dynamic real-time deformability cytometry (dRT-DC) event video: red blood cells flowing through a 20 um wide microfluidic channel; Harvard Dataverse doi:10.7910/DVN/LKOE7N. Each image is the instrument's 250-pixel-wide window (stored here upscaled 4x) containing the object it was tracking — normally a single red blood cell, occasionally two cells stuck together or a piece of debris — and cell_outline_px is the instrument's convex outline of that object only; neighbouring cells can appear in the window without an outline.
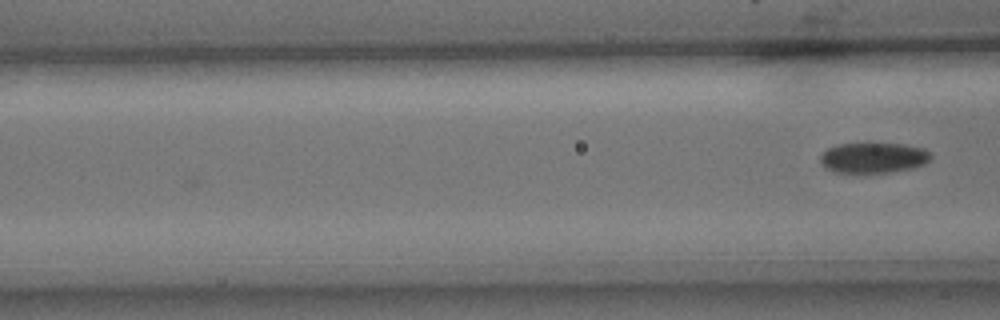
{"species": "common noctule bat (a hibernating species)", "species_latin": "Nyctalus noctula", "temperature_condition": "cold", "stored_images_in_passage": 6, "camera_frame_rate_fps": 3000, "um_per_image_px": 0.085, "animal": {"sex": "male", "body_mass_g": 15.6}, "frame": {"image": 1, "passage_image": 6, "time_ms": 1.667, "image_size_px": [1000, 320], "cell_outline_px": [[932, 156], [924, 164], [912, 168], [888, 172], [832, 172], [824, 168], [820, 164], [820, 156], [828, 148], [840, 144], [904, 144], [924, 148], [932, 152]], "centroid_in_image_um": [74.24, 13.41], "position_along_channel_um": 92.4, "area_um2": 19.54}}